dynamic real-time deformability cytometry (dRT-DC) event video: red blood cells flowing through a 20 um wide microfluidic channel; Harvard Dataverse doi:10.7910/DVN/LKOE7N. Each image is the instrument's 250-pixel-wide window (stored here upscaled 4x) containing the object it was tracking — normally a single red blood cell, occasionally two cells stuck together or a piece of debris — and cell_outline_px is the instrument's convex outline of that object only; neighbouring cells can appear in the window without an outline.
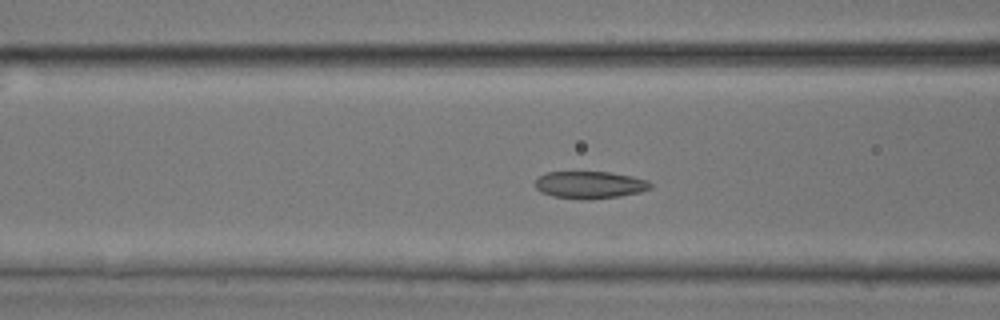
{"species": "common noctule bat (a hibernating species)", "species_latin": "Nyctalus noctula", "temperature_condition": "room temperature", "stored_images_in_passage": 45, "camera_frame_rate_fps": 3000, "um_per_image_px": 0.085, "animal": {"sex": "male", "body_mass_g": 17.9, "forearm_length_mm": 54.2}, "frame": {"image": 1, "passage_image": 17, "time_ms": 5.333, "image_size_px": [1000, 320], "cell_outline_px": [[652, 188], [640, 192], [620, 196], [588, 200], [552, 196], [540, 192], [536, 188], [536, 180], [540, 176], [548, 172], [612, 172], [632, 176], [648, 180], [652, 184]], "centroid_in_image_um": [50.17, 15.71], "position_along_channel_um": 116.4, "area_um2": 18.38}}
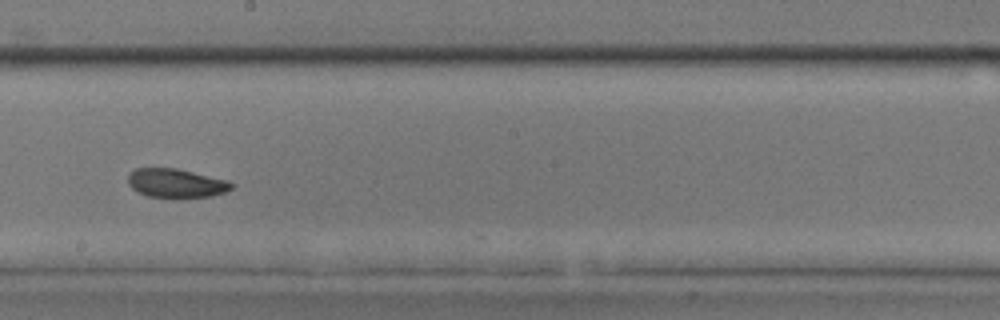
{"frame": {"image": 2, "passage_image": 25, "time_ms": 8.0, "image_size_px": [1000, 320], "cell_outline_px": [[232, 188], [224, 192], [212, 196], [176, 200], [148, 196], [136, 192], [128, 184], [128, 176], [136, 168], [176, 168], [224, 180], [232, 184]], "centroid_in_image_um": [14.91, 15.62], "position_along_channel_um": 233.3, "area_um2": 17.69}}
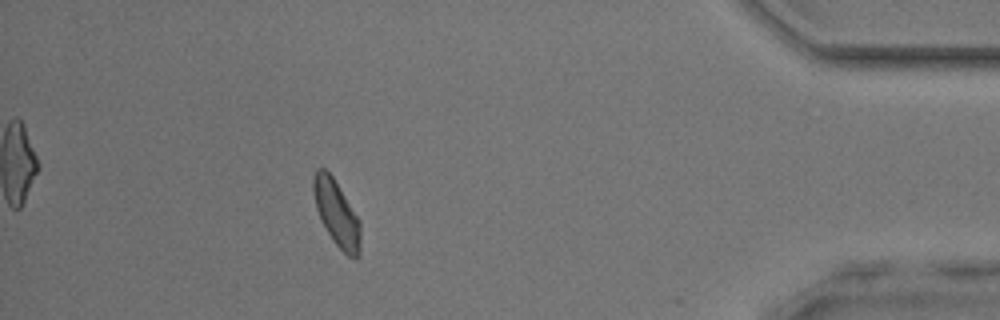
{"frame": {"image": 3, "passage_image": 40, "time_ms": 13.0, "image_size_px": [1000, 320], "cell_outline_px": [[360, 256], [348, 256], [332, 240], [320, 220], [316, 208], [312, 188], [312, 176], [316, 168], [324, 168], [332, 176], [360, 220]], "centroid_in_image_um": [28.58, 18.1], "position_along_channel_um": 406.6, "area_um2": 18.03}}